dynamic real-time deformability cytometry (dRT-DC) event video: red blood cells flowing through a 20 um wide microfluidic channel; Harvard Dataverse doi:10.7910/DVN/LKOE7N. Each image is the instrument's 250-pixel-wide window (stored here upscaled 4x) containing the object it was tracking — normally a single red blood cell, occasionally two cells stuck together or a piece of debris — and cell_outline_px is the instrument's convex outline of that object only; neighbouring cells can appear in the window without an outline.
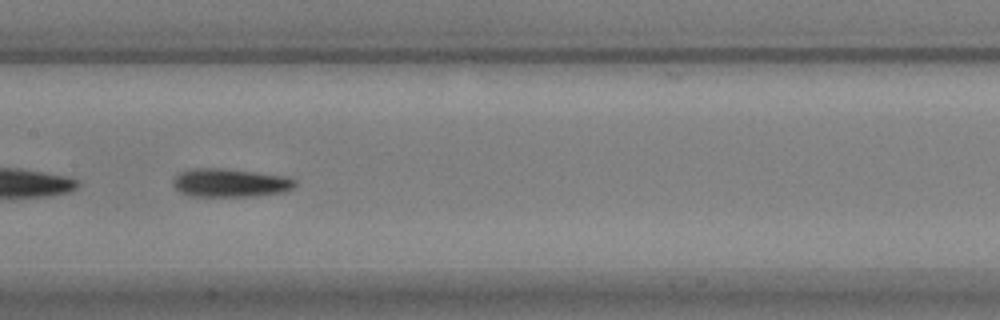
{"species": "common noctule bat (a hibernating species)", "species_latin": "Nyctalus noctula", "temperature_condition": "warm", "stored_images_in_passage": 50, "camera_frame_rate_fps": 3000, "um_per_image_px": 0.085, "animal": {"sex": "male", "body_mass_g": 17.9, "forearm_length_mm": 54.2}, "frame": {"image": 1, "passage_image": 22, "time_ms": 7.0, "image_size_px": [1000, 320], "cell_outline_px": [[296, 188], [284, 192], [256, 196], [192, 196], [180, 192], [172, 184], [172, 180], [180, 172], [192, 168], [228, 168], [292, 176], [296, 180]], "centroid_in_image_um": [19.65, 15.52], "position_along_channel_um": 187.8, "area_um2": 20.75}}
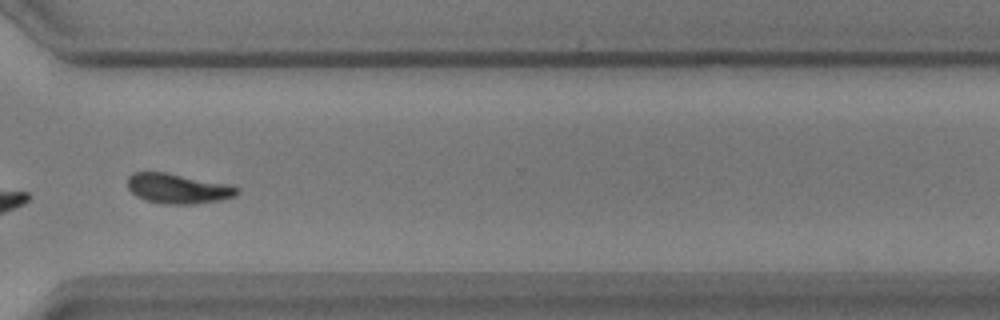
{"frame": {"image": 2, "passage_image": 36, "time_ms": 11.667, "image_size_px": [1000, 320], "cell_outline_px": [[240, 192], [236, 196], [220, 200], [192, 204], [164, 204], [144, 200], [136, 196], [128, 188], [128, 176], [132, 172], [164, 172], [232, 184], [240, 188]], "centroid_in_image_um": [15.16, 16.02], "position_along_channel_um": 355.4, "area_um2": 19.36}}
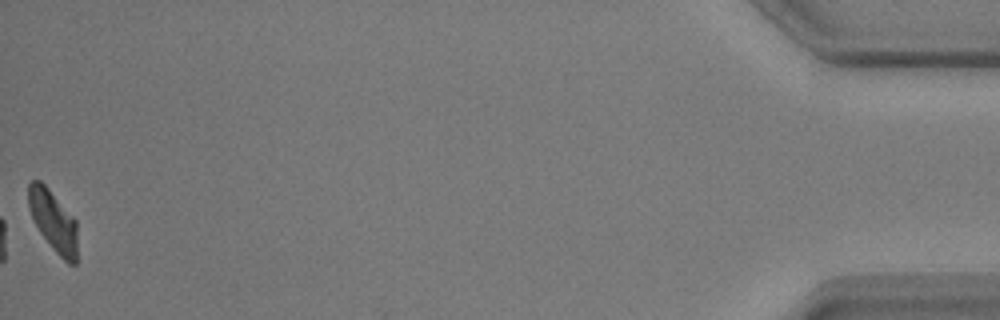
{"frame": {"image": 3, "passage_image": 50, "time_ms": 16.333, "image_size_px": [1000, 320], "cell_outline_px": [[76, 264], [68, 264], [52, 248], [40, 232], [28, 208], [28, 184], [32, 180], [40, 180], [48, 188], [76, 220]], "centroid_in_image_um": [4.51, 18.77], "position_along_channel_um": 430.7, "area_um2": 17.17}, "authors_computed_cell_mechanics": {"area_um2": 19.5942, "velocity_mm_per_s": 3.5961, "shape_relaxation_time_tau1_ms": 1.8425, "shape_relaxation_time_tau2_ms": 4.4489, "deformation_change_tau1": 0.1663, "deformation_change_tau2": 0.1213}}